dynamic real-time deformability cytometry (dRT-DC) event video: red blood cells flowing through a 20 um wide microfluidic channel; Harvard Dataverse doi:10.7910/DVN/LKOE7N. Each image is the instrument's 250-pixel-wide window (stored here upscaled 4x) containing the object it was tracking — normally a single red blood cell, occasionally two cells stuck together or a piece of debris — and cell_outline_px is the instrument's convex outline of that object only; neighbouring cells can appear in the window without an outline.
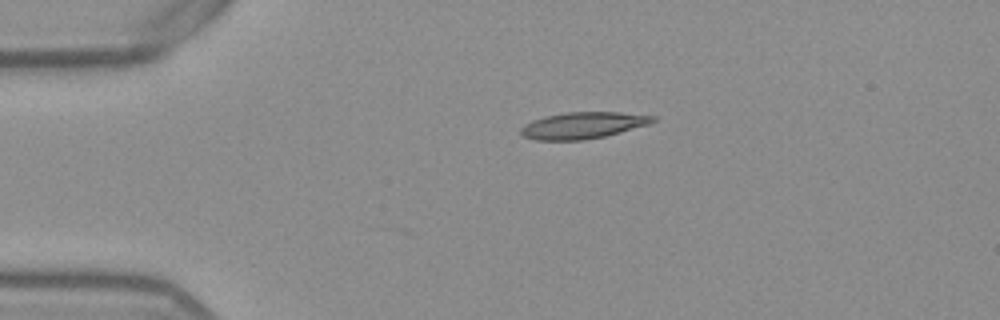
{"species": "Egyptian fruit bat (a non-hibernating species)", "species_latin": "Rousettus aegyptiacus", "temperature_condition": "warm", "stored_images_in_passage": 9, "camera_frame_rate_fps": 3000, "um_per_image_px": 0.085, "frame": {"image": 1, "passage_image": 1, "time_ms": 0.0, "image_size_px": [1000, 320], "cell_outline_px": [[656, 120], [648, 124], [604, 136], [584, 140], [536, 140], [524, 136], [520, 132], [520, 128], [524, 124], [532, 120], [544, 116], [568, 112], [620, 112], [656, 116]], "centroid_in_image_um": [49.51, 10.65], "position_along_channel_um": 35.5, "area_um2": 20.29}}